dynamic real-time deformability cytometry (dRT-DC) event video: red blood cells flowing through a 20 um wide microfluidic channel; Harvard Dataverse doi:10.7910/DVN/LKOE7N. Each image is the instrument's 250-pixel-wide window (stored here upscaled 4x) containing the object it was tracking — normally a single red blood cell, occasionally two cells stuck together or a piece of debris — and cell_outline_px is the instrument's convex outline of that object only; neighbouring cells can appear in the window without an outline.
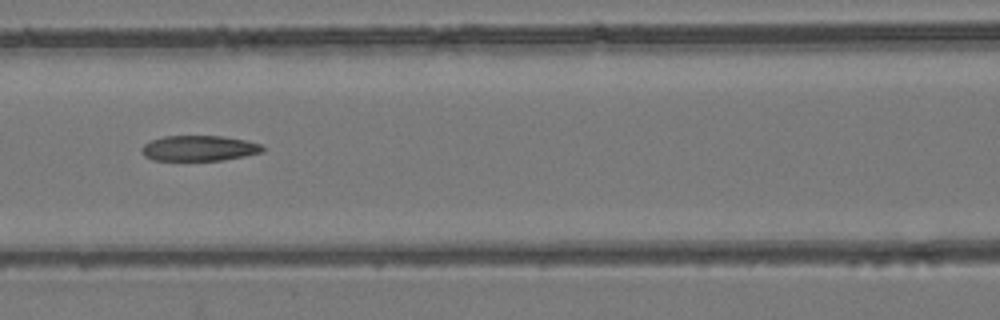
{"species": "common noctule bat (a hibernating species)", "species_latin": "Nyctalus noctula", "temperature_condition": "room temperature", "stored_images_in_passage": 5, "camera_frame_rate_fps": 3000, "um_per_image_px": 0.085, "animal": {"sex": "female", "body_mass_g": 24.6, "forearm_length_mm": 56.2}, "frame": {"image": 1, "passage_image": 4, "time_ms": 3.333, "image_size_px": [1000, 320], "cell_outline_px": [[264, 152], [224, 160], [152, 160], [144, 156], [140, 148], [144, 144], [152, 140], [164, 136], [220, 136], [244, 140], [260, 144], [264, 148]], "centroid_in_image_um": [16.9, 12.6], "position_along_channel_um": 149.7, "area_um2": 17.86}}
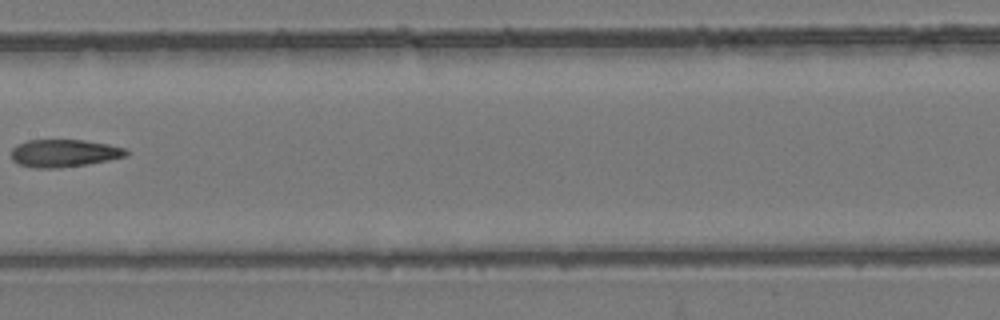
{"frame": {"image": 2, "passage_image": 5, "time_ms": 4.667, "image_size_px": [1000, 320], "cell_outline_px": [[128, 156], [88, 164], [60, 168], [32, 168], [20, 164], [12, 160], [12, 148], [16, 144], [28, 140], [84, 140], [108, 144], [124, 148], [128, 152]], "centroid_in_image_um": [5.43, 13.02], "position_along_channel_um": 202.0, "area_um2": 18.55}}